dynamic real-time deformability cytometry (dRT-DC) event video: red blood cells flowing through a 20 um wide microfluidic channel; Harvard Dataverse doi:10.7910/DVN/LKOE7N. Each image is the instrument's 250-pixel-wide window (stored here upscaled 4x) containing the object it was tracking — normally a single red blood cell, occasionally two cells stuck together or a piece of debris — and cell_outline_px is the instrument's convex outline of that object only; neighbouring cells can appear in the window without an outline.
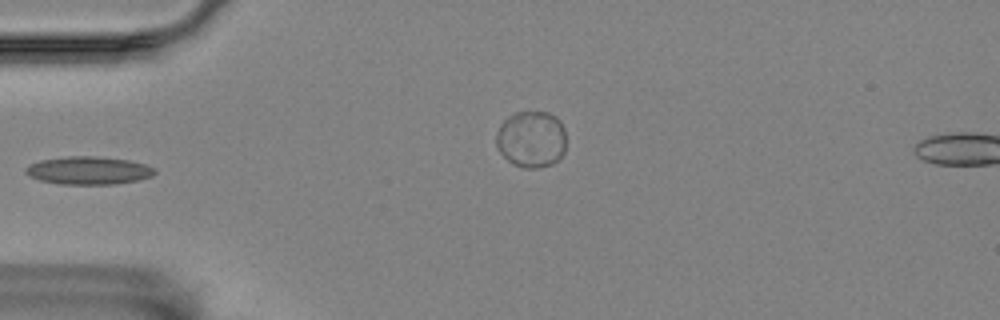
{"species": "Egyptian fruit bat (a non-hibernating species)", "species_latin": "Rousettus aegyptiacus", "temperature_condition": "room temperature", "stored_images_in_passage": 6, "camera_frame_rate_fps": 3000, "um_per_image_px": 0.085, "animal": {"sex": "female"}, "frame": {"image": 1, "passage_image": 4, "time_ms": 1.0, "image_size_px": [1000, 320], "cell_outline_px": [[156, 172], [152, 176], [136, 180], [116, 184], [60, 184], [40, 180], [28, 176], [24, 172], [24, 168], [28, 164], [40, 160], [68, 156], [96, 156], [128, 160], [144, 164], [152, 168]], "centroid_in_image_um": [7.46, 14.49], "position_along_channel_um": 77.5, "area_um2": 20.98}}